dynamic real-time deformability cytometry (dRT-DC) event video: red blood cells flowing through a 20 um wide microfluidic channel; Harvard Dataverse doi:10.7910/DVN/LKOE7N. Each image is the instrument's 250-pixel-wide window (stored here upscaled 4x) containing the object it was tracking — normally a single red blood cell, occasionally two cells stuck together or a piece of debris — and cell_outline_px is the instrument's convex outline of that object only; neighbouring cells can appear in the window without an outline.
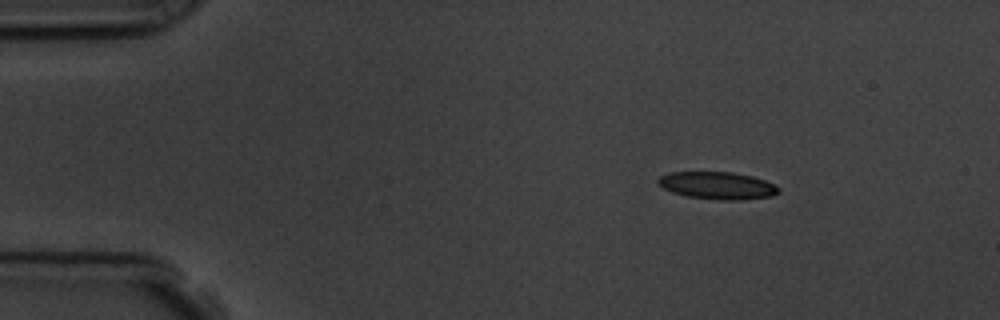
{"species": "common noctule bat (a hibernating species)", "species_latin": "Nyctalus noctula", "temperature_condition": "room temperature", "stored_images_in_passage": 5, "camera_frame_rate_fps": 3000, "um_per_image_px": 0.085, "animal": {"sex": "male", "body_mass_g": 19.5, "forearm_length_mm": 54.6}, "frame": {"image": 1, "passage_image": 2, "time_ms": 1.333, "image_size_px": [1000, 320], "cell_outline_px": [[780, 192], [772, 196], [740, 200], [720, 200], [688, 196], [672, 192], [664, 188], [656, 180], [660, 176], [668, 172], [732, 172], [752, 176], [776, 184], [780, 188]], "centroid_in_image_um": [61.02, 15.76], "position_along_channel_um": 24.0, "area_um2": 19.25}}
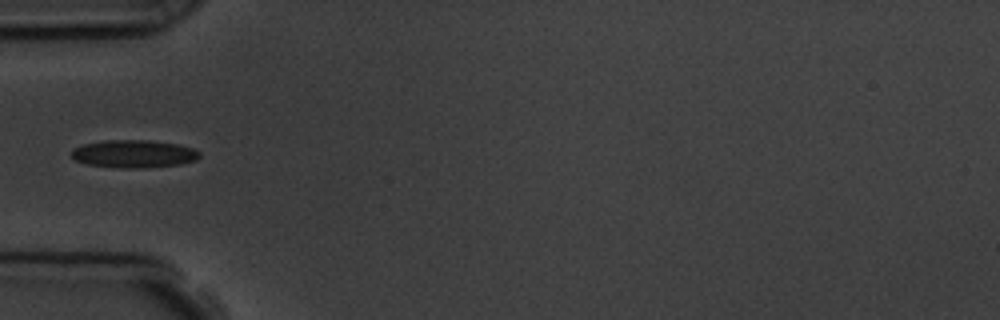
{"frame": {"image": 2, "passage_image": 5, "time_ms": 4.667, "image_size_px": [1000, 320], "cell_outline_px": [[200, 156], [196, 160], [180, 164], [144, 168], [120, 168], [88, 164], [76, 160], [72, 156], [72, 148], [84, 144], [104, 140], [148, 140], [176, 144], [192, 148], [200, 152]], "centroid_in_image_um": [11.37, 13.07], "position_along_channel_um": 73.6, "area_um2": 20.63}}